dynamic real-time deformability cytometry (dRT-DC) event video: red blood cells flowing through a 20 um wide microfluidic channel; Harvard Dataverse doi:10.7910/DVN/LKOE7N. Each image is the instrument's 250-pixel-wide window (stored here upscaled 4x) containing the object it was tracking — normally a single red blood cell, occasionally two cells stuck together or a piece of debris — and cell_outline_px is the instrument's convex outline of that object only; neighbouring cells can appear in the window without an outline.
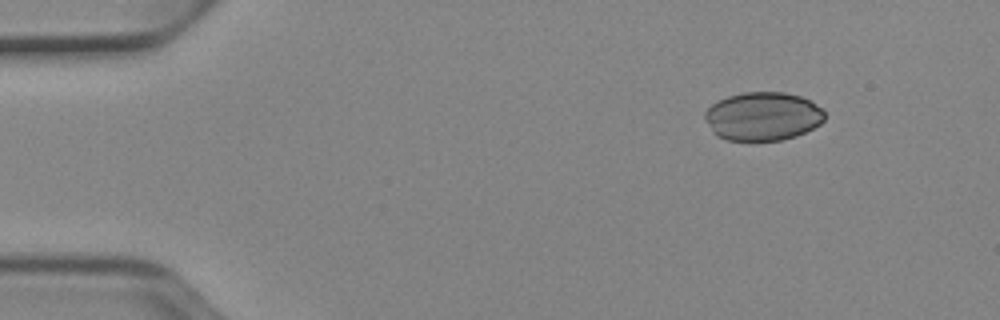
{"species": "Egyptian fruit bat (a non-hibernating species)", "species_latin": "Rousettus aegyptiacus", "temperature_condition": "cold", "stored_images_in_passage": 46, "camera_frame_rate_fps": 3000, "um_per_image_px": 0.085, "animal": {"sex": "female"}, "frame": {"image": 1, "passage_image": 1, "time_ms": 0.0, "image_size_px": [1000, 320], "cell_outline_px": [[824, 120], [820, 124], [796, 136], [780, 140], [728, 140], [716, 136], [712, 132], [704, 120], [704, 112], [716, 100], [728, 96], [744, 92], [784, 92], [800, 96], [816, 104], [824, 112]], "centroid_in_image_um": [64.79, 9.88], "position_along_channel_um": 20.2, "area_um2": 33.93}}
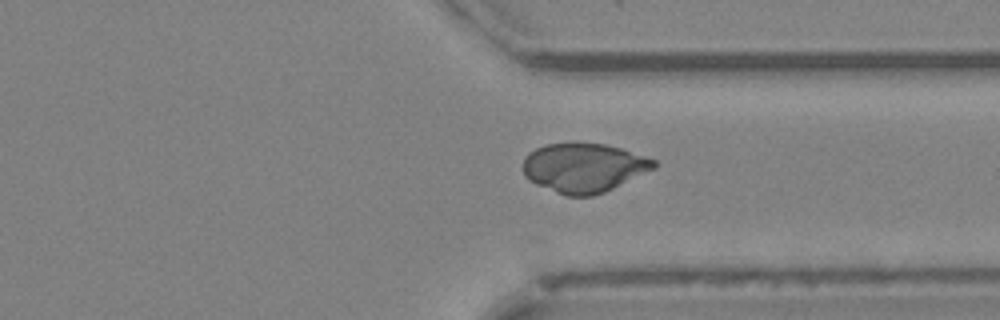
{"frame": {"image": 2, "passage_image": 34, "time_ms": 11.0, "image_size_px": [1000, 320], "cell_outline_px": [[656, 168], [604, 192], [592, 196], [564, 196], [536, 184], [528, 180], [524, 176], [524, 160], [528, 152], [536, 148], [548, 144], [604, 144], [620, 148], [656, 160]], "centroid_in_image_um": [49.61, 14.28], "position_along_channel_um": 361.8, "area_um2": 37.17}}
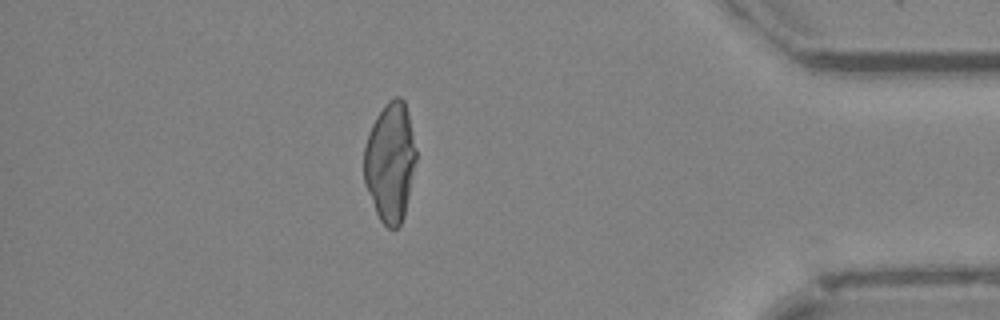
{"frame": {"image": 3, "passage_image": 40, "time_ms": 13.0, "image_size_px": [1000, 320], "cell_outline_px": [[416, 160], [404, 216], [400, 224], [396, 228], [388, 228], [380, 220], [376, 212], [364, 184], [364, 148], [372, 124], [376, 116], [384, 104], [388, 100], [396, 96], [400, 96], [404, 100], [408, 112], [416, 152]], "centroid_in_image_um": [33.16, 13.76], "position_along_channel_um": 402.0, "area_um2": 36.13}}